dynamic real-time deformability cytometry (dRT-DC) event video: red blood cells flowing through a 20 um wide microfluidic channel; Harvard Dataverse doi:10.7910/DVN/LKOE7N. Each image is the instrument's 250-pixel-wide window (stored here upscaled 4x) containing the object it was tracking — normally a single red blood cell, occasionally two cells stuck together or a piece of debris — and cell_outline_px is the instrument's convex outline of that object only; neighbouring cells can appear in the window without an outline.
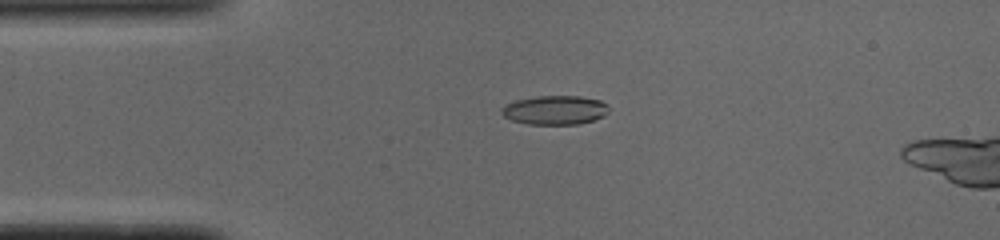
{"species": "common noctule bat (a hibernating species)", "species_latin": "Nyctalus noctula", "temperature_condition": "cold", "stored_images_in_passage": 16, "camera_frame_rate_fps": 3000, "um_per_image_px": 0.085, "animal": {"sex": "male", "body_mass_g": 19.0, "forearm_length_mm": 50.8}, "frame": {"image": 1, "passage_image": 12, "time_ms": 3.667, "image_size_px": [1000, 240], "cell_outline_px": [[608, 112], [604, 116], [580, 124], [528, 124], [512, 120], [504, 116], [500, 112], [500, 108], [516, 100], [536, 96], [580, 96], [600, 100], [608, 104]], "centroid_in_image_um": [47.18, 9.35], "position_along_channel_um": 37.8, "area_um2": 18.15}}